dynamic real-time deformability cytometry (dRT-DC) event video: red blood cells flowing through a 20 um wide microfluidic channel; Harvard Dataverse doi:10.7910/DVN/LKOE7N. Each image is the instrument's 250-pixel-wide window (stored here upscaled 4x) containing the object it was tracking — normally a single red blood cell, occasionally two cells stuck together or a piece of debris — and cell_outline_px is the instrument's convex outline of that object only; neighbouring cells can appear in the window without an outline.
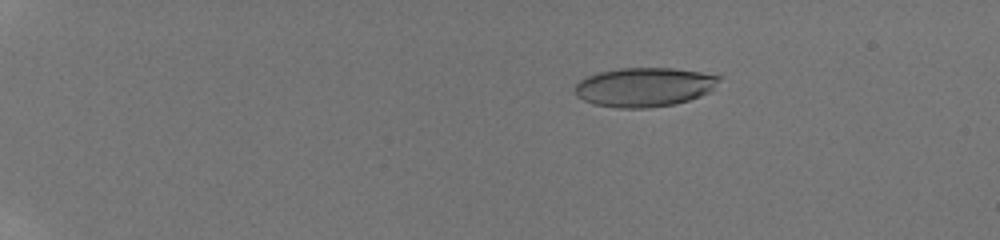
{"species": "human", "species_latin": "Homo sapiens", "temperature_condition": "room temperature", "stored_images_in_passage": 52, "camera_frame_rate_fps": 3000, "um_per_image_px": 0.085, "donor": {"sex": "male"}, "frame": {"image": 1, "passage_image": 12, "time_ms": 3.667, "image_size_px": [1000, 240], "cell_outline_px": [[724, 76], [712, 92], [676, 104], [648, 108], [620, 108], [592, 104], [576, 96], [576, 84], [580, 80], [596, 72], [620, 68], [672, 68], [700, 72]], "centroid_in_image_um": [54.81, 7.4], "position_along_channel_um": 30.2, "area_um2": 33.23}}
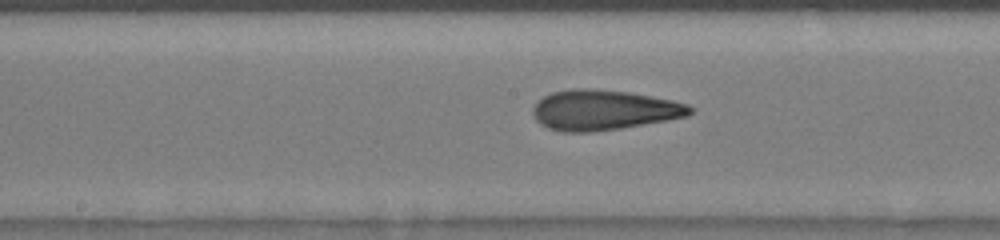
{"frame": {"image": 2, "passage_image": 33, "time_ms": 10.667, "image_size_px": [1000, 240], "cell_outline_px": [[696, 108], [688, 116], [668, 120], [620, 128], [592, 132], [564, 132], [548, 128], [540, 124], [536, 120], [532, 112], [532, 108], [544, 96], [552, 92], [572, 88], [588, 88], [628, 92], [672, 100], [688, 104]], "centroid_in_image_um": [51.33, 9.35], "position_along_channel_um": 196.9, "area_um2": 36.82}}
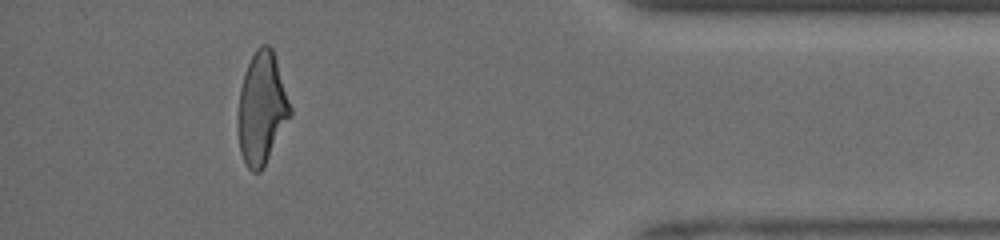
{"frame": {"image": 3, "passage_image": 49, "time_ms": 16.667, "image_size_px": [1000, 240], "cell_outline_px": [[292, 116], [260, 172], [252, 172], [248, 168], [240, 152], [236, 128], [240, 88], [244, 72], [256, 48], [260, 44], [268, 44], [272, 48], [292, 108]], "centroid_in_image_um": [22.24, 9.22], "position_along_channel_um": 413.0, "area_um2": 34.33}, "authors_computed_cell_mechanics": {"area_um2": 34.68, "velocity_mm_per_s": 4.132, "shape_relaxation_time_tau1_ms": 5.0548, "shape_relaxation_time_tau2_ms": 1.3743, "deformation_change_tau1": 0.219, "deformation_change_tau2": 0.1079}}